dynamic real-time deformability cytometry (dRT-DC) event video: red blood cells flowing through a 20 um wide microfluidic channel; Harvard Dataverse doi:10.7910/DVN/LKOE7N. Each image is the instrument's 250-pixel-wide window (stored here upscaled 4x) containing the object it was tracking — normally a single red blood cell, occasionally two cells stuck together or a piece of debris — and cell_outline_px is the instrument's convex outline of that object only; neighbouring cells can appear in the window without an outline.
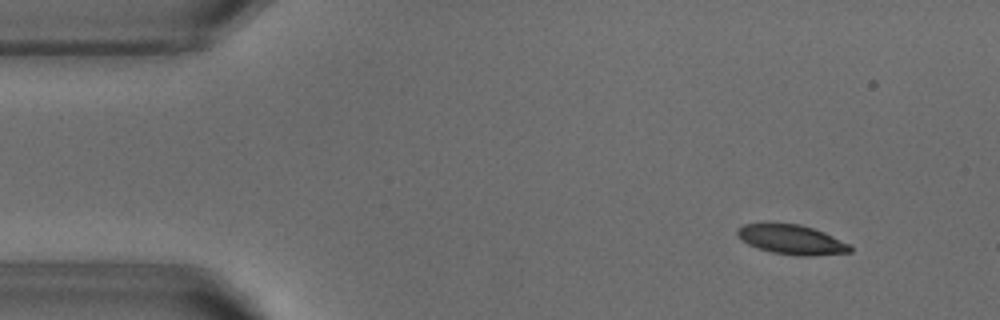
{"species": "common noctule bat (a hibernating species)", "species_latin": "Nyctalus noctula", "temperature_condition": "warm", "stored_images_in_passage": 8, "camera_frame_rate_fps": 3000, "um_per_image_px": 0.085, "animal": {"sex": "male", "body_mass_g": 18.8}, "frame": {"image": 1, "passage_image": 5, "time_ms": 1.333, "image_size_px": [1000, 320], "cell_outline_px": [[852, 252], [808, 256], [800, 256], [772, 252], [748, 244], [736, 236], [736, 228], [744, 224], [800, 224], [824, 232], [848, 244], [852, 248]], "centroid_in_image_um": [67.27, 20.37], "position_along_channel_um": 17.7, "area_um2": 19.13}}